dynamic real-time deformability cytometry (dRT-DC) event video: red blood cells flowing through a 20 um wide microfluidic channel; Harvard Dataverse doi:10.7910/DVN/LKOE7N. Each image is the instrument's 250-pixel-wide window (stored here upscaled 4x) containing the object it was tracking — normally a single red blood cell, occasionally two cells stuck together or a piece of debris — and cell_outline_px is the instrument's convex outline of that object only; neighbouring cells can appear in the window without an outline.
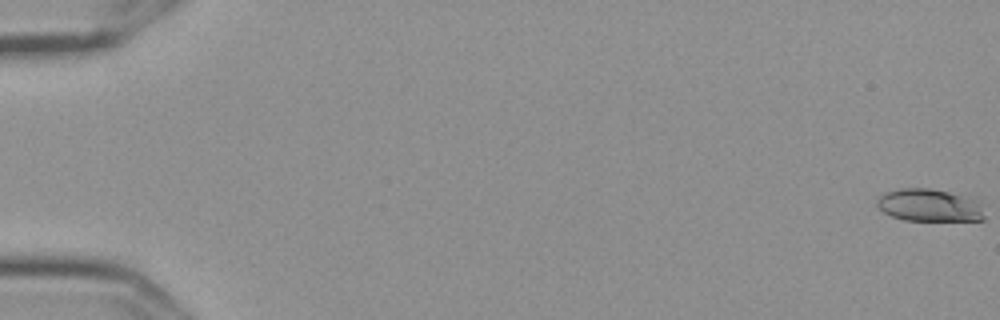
{"species": "Egyptian fruit bat (a non-hibernating species)", "species_latin": "Rousettus aegyptiacus", "temperature_condition": "cold", "stored_images_in_passage": 58, "camera_frame_rate_fps": 3000, "um_per_image_px": 0.085, "frame": {"image": 1, "passage_image": 1, "time_ms": 0.0, "image_size_px": [1000, 320], "cell_outline_px": [[984, 220], [904, 220], [892, 216], [884, 212], [876, 204], [880, 196], [884, 192], [900, 188], [928, 188], [948, 192], [972, 200], [984, 216]], "centroid_in_image_um": [78.87, 17.45], "position_along_channel_um": 6.1, "area_um2": 19.59}}
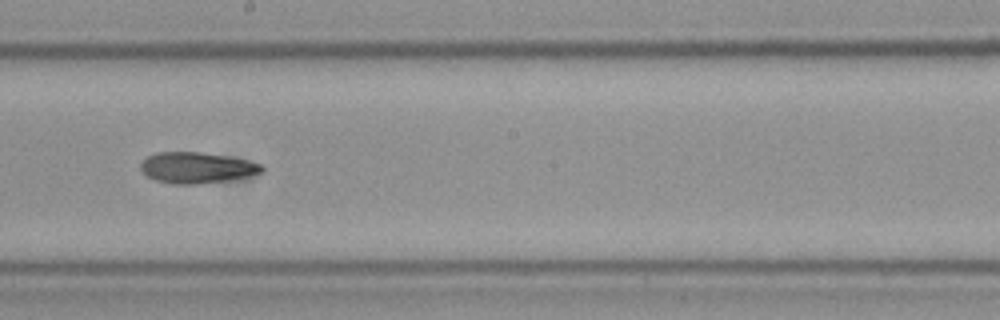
{"frame": {"image": 2, "passage_image": 34, "time_ms": 11.0, "image_size_px": [1000, 320], "cell_outline_px": [[264, 172], [232, 180], [196, 184], [172, 184], [156, 180], [148, 176], [140, 168], [140, 164], [148, 156], [156, 152], [200, 152], [224, 156], [244, 160], [260, 164], [264, 168]], "centroid_in_image_um": [16.72, 14.26], "position_along_channel_um": 231.5, "area_um2": 21.68}}
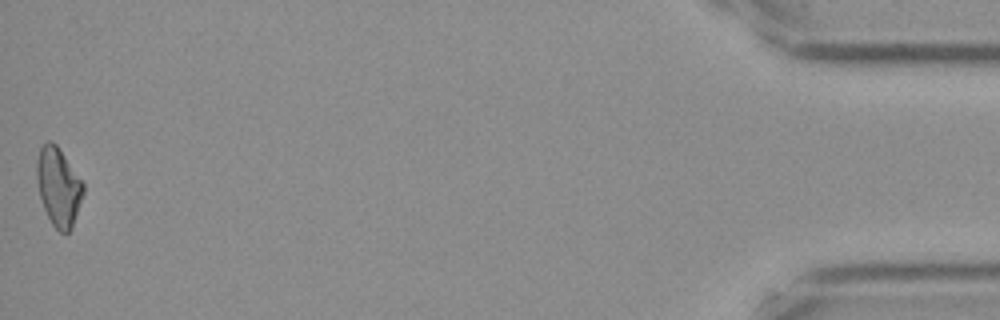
{"frame": {"image": 3, "passage_image": 58, "time_ms": 19.0, "image_size_px": [1000, 320], "cell_outline_px": [[84, 192], [72, 228], [68, 232], [60, 232], [52, 224], [44, 208], [40, 196], [36, 176], [36, 160], [40, 148], [48, 140], [52, 140], [56, 144], [84, 184]], "centroid_in_image_um": [4.96, 15.87], "position_along_channel_um": 430.2, "area_um2": 21.04}, "authors_computed_cell_mechanics": {"area_um2": 21.1837, "velocity_mm_per_s": 3.5975, "shape_relaxation_time_tau1_ms": null, "shape_relaxation_time_tau2_ms": 8.8921, "deformation_change_tau1": null, "deformation_change_tau2": 0.178}}